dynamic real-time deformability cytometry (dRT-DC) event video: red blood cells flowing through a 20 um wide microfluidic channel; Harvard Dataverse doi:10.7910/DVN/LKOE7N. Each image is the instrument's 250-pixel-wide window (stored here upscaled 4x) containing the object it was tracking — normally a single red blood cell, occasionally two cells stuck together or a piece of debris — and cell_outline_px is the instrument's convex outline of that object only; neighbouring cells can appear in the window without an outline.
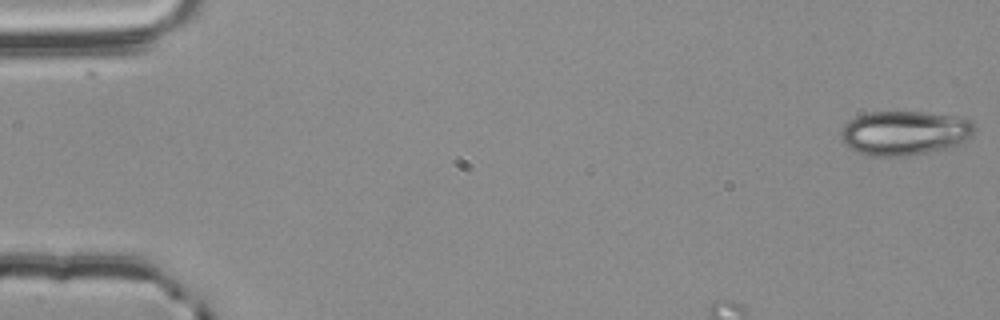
{"species": "common noctule bat (a hibernating species)", "species_latin": "Nyctalus noctula", "temperature_condition": "room temperature", "stored_images_in_passage": 9, "camera_frame_rate_fps": 3000, "um_per_image_px": 0.085, "animal": {"sex": "male", "body_mass_g": 20.4}, "frame": {"image": 1, "passage_image": 1, "time_ms": 0.0, "image_size_px": [1000, 320], "cell_outline_px": [[976, 128], [960, 144], [948, 148], [908, 156], [868, 156], [856, 152], [848, 148], [844, 144], [840, 136], [840, 132], [848, 120], [856, 116], [868, 112], [920, 112], [948, 116], [972, 120], [976, 124]], "centroid_in_image_um": [76.83, 11.32], "position_along_channel_um": 8.2, "area_um2": 34.56}}